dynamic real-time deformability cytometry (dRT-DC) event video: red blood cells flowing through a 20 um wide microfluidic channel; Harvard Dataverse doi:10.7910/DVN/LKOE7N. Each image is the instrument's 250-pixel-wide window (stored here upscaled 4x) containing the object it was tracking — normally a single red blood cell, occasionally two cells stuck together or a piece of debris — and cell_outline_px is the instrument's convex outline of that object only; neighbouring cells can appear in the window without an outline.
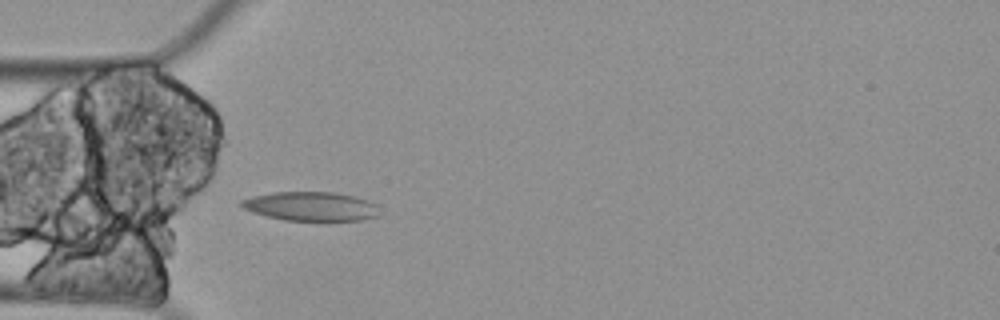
{"species": "Egyptian fruit bat (a non-hibernating species)", "species_latin": "Rousettus aegyptiacus", "temperature_condition": "cold", "stored_images_in_passage": 2, "camera_frame_rate_fps": 3000, "um_per_image_px": 0.085, "animal": {"sex": "female"}, "frame": {"image": 1, "passage_image": 2, "time_ms": 0.333, "image_size_px": [1000, 320], "cell_outline_px": [[380, 216], [360, 220], [284, 220], [252, 212], [244, 208], [240, 204], [240, 200], [252, 196], [272, 192], [332, 192], [356, 196], [368, 200], [376, 204]], "centroid_in_image_um": [26.44, 17.53], "position_along_channel_um": 58.6, "area_um2": 23.35}}